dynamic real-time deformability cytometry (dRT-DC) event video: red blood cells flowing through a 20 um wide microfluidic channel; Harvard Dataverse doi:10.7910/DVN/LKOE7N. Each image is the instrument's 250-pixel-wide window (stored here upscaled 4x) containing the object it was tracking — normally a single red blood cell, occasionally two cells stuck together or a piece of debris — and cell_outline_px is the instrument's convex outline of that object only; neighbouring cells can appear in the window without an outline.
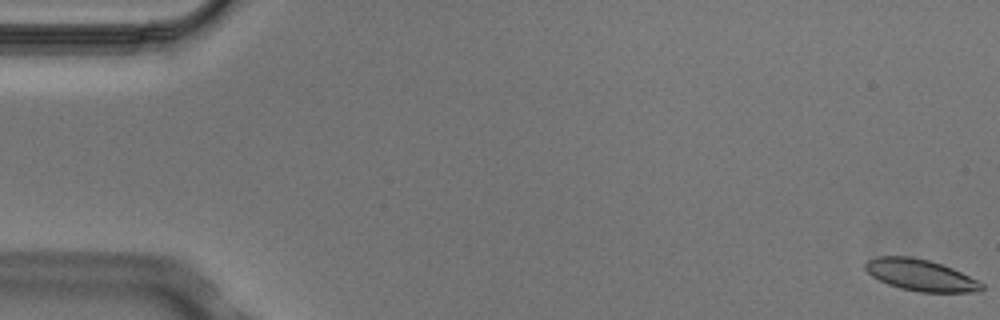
{"species": "Egyptian fruit bat (a non-hibernating species)", "species_latin": "Rousettus aegyptiacus", "temperature_condition": "cold", "stored_images_in_passage": 5, "camera_frame_rate_fps": 3000, "um_per_image_px": 0.085, "animal": {"sex": "male"}, "frame": {"image": 1, "passage_image": 1, "time_ms": 0.0, "image_size_px": [1000, 320], "cell_outline_px": [[984, 288], [980, 292], [920, 292], [900, 288], [888, 284], [872, 276], [864, 268], [864, 264], [868, 260], [876, 256], [912, 256], [928, 260], [952, 268], [984, 284]], "centroid_in_image_um": [78.23, 23.38], "position_along_channel_um": 6.8, "area_um2": 21.27}}
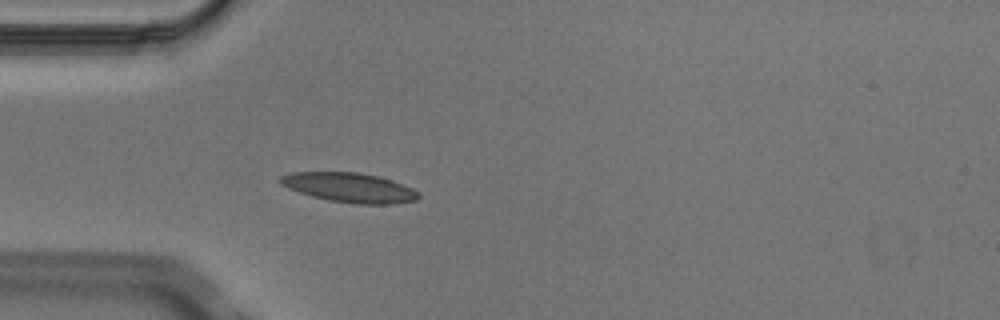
{"frame": {"image": 2, "passage_image": 5, "time_ms": 1.333, "image_size_px": [1000, 320], "cell_outline_px": [[420, 196], [416, 200], [392, 204], [356, 204], [328, 200], [312, 196], [288, 188], [280, 184], [276, 180], [280, 176], [292, 172], [356, 172], [376, 176], [412, 188], [420, 192]], "centroid_in_image_um": [29.66, 15.95], "position_along_channel_um": 55.3, "area_um2": 23.64}}